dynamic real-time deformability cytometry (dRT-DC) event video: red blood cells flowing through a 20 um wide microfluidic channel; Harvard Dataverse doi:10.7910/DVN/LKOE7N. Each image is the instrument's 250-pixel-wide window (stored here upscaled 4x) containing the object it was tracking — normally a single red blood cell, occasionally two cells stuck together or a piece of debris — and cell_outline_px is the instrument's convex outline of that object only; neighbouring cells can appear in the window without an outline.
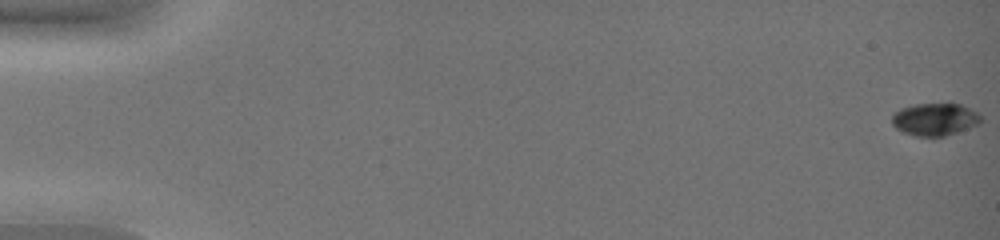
{"species": "common noctule bat (a hibernating species)", "species_latin": "Nyctalus noctula", "temperature_condition": "warm", "stored_images_in_passage": 49, "camera_frame_rate_fps": 3000, "um_per_image_px": 0.085, "animal": {"sex": "female", "body_mass_g": 19.0, "forearm_length_mm": 51.5}, "frame": {"image": 1, "passage_image": 1, "time_ms": 0.0, "image_size_px": [1000, 240], "cell_outline_px": [[980, 120], [976, 124], [968, 128], [944, 136], [916, 136], [904, 132], [896, 128], [892, 124], [892, 116], [900, 108], [916, 104], [960, 104], [976, 112], [980, 116]], "centroid_in_image_um": [79.42, 10.14], "position_along_channel_um": 5.6, "area_um2": 16.42}}
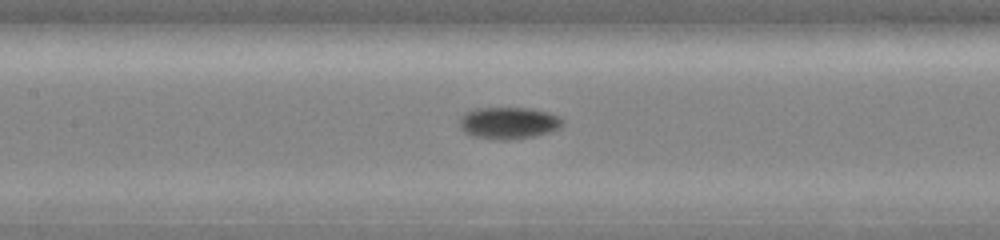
{"frame": {"image": 2, "passage_image": 26, "time_ms": 8.333, "image_size_px": [1000, 240], "cell_outline_px": [[564, 124], [560, 128], [552, 132], [536, 136], [508, 140], [496, 140], [476, 136], [464, 132], [460, 128], [460, 116], [476, 108], [532, 108], [548, 112], [560, 116], [564, 120]], "centroid_in_image_um": [43.29, 10.45], "position_along_channel_um": 164.1, "area_um2": 19.36}}
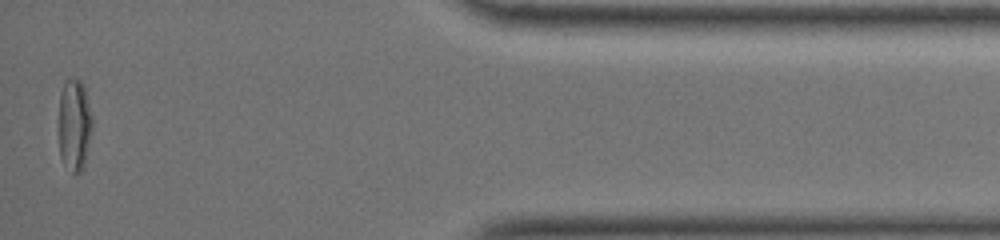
{"frame": {"image": 3, "passage_image": 48, "time_ms": 15.667, "image_size_px": [1000, 240], "cell_outline_px": [[92, 132], [84, 168], [76, 176], [72, 176], [60, 156], [60, 92], [68, 76], [80, 80], [84, 84], [92, 116]], "centroid_in_image_um": [6.35, 10.65], "position_along_channel_um": 428.8, "area_um2": 18.32}, "authors_computed_cell_mechanics": {"area_um2": 17.4556, "velocity_mm_per_s": 4.1939, "shape_relaxation_time_tau1_ms": 6.2359, "shape_relaxation_time_tau2_ms": 1.6208, "deformation_change_tau1": 0.2208, "deformation_change_tau2": 0.045}}